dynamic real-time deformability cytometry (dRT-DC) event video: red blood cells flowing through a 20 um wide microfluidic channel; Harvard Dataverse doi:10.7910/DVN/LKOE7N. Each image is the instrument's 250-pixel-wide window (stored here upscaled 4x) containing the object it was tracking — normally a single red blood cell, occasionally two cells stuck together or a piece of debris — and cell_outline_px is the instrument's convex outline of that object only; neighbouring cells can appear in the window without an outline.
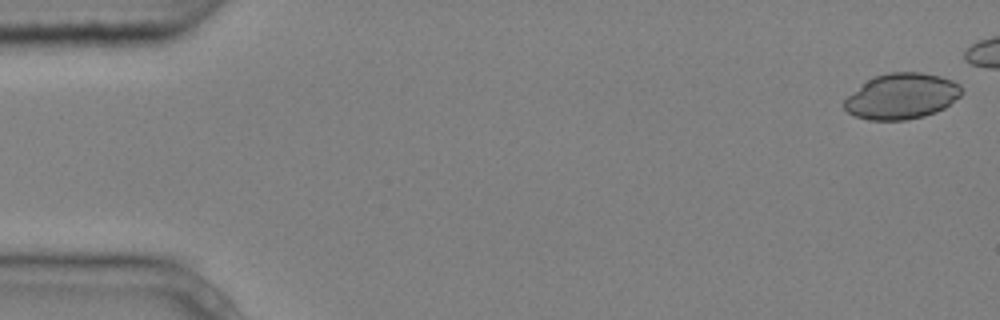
{"species": "common noctule bat (a hibernating species)", "species_latin": "Nyctalus noctula", "temperature_condition": "cold", "stored_images_in_passage": 6, "camera_frame_rate_fps": 3000, "um_per_image_px": 0.085, "animal": {"sex": "male", "body_mass_g": 20.4}, "frame": {"image": 1, "passage_image": 1, "time_ms": 0.0, "image_size_px": [1000, 320], "cell_outline_px": [[964, 92], [960, 96], [944, 108], [936, 112], [924, 116], [904, 120], [868, 120], [856, 116], [848, 112], [844, 108], [844, 100], [860, 84], [872, 76], [888, 72], [920, 72], [940, 76], [952, 80], [960, 84]], "centroid_in_image_um": [76.64, 8.17], "position_along_channel_um": 8.4, "area_um2": 31.5}}
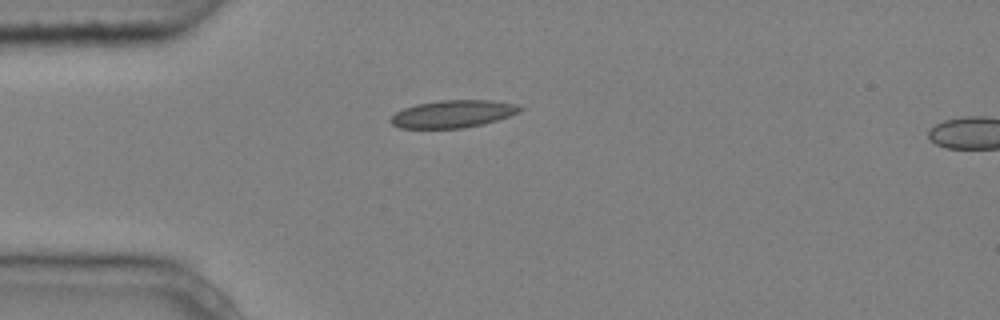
{"frame": {"image": 2, "passage_image": 6, "time_ms": 1.667, "image_size_px": [1000, 320], "cell_outline_px": [[524, 108], [520, 112], [484, 124], [464, 128], [400, 128], [392, 124], [388, 120], [396, 112], [404, 108], [416, 104], [440, 100], [492, 100], [516, 104]], "centroid_in_image_um": [38.5, 9.68], "position_along_channel_um": 46.5, "area_um2": 20.75}}